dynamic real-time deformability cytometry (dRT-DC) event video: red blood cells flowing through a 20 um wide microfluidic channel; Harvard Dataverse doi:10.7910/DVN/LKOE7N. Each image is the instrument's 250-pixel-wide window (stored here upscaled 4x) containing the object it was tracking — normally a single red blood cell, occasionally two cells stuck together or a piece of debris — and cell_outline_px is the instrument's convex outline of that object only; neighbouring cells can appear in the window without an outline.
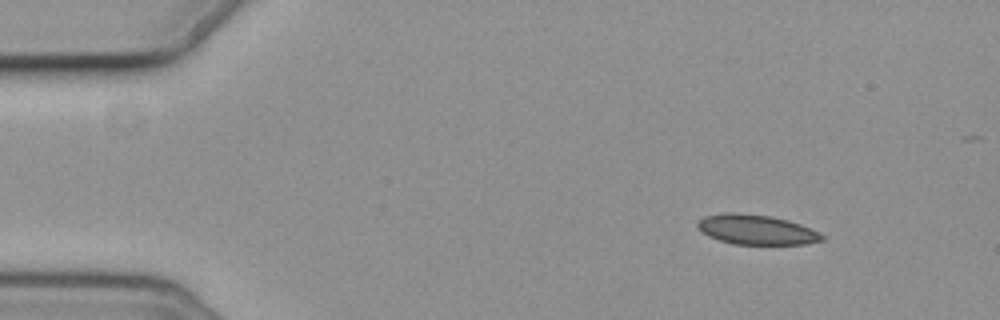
{"species": "common noctule bat (a hibernating species)", "species_latin": "Nyctalus noctula", "temperature_condition": "cold", "stored_images_in_passage": 5, "camera_frame_rate_fps": 3000, "um_per_image_px": 0.085, "animal": {"sex": "female", "body_mass_g": 19.3, "forearm_length_mm": 54.1}, "frame": {"image": 1, "passage_image": 1, "time_ms": 0.0, "image_size_px": [1000, 320], "cell_outline_px": [[824, 240], [804, 244], [732, 244], [708, 236], [696, 224], [704, 216], [724, 212], [732, 212], [772, 216], [788, 220], [800, 224], [824, 236]], "centroid_in_image_um": [64.27, 19.51], "position_along_channel_um": 20.7, "area_um2": 21.39}}
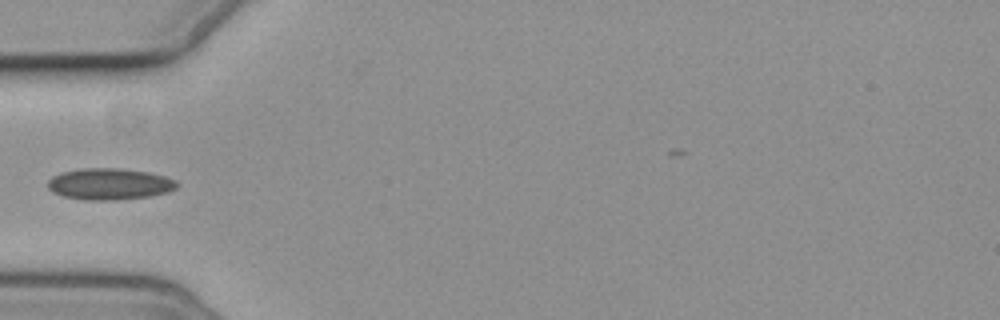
{"frame": {"image": 2, "passage_image": 4, "time_ms": 4.0, "image_size_px": [1000, 320], "cell_outline_px": [[176, 188], [168, 192], [148, 196], [116, 200], [84, 200], [64, 196], [52, 192], [48, 188], [48, 180], [52, 176], [60, 172], [80, 168], [116, 168], [148, 172], [164, 176], [176, 180]], "centroid_in_image_um": [9.26, 15.64], "position_along_channel_um": 75.7, "area_um2": 23.64}}
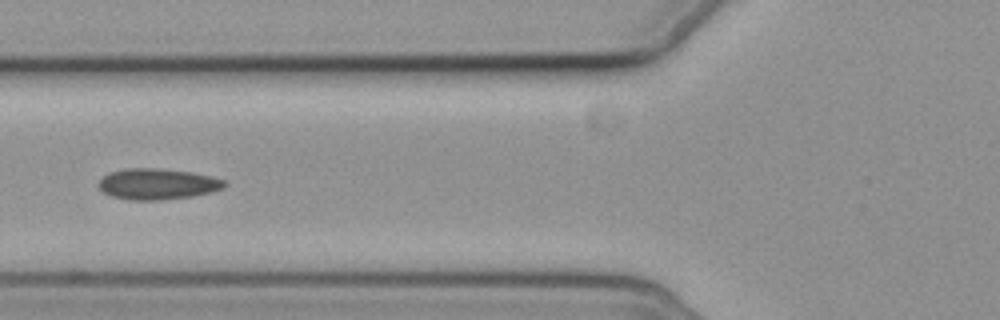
{"frame": {"image": 3, "passage_image": 5, "time_ms": 5.0, "image_size_px": [1000, 320], "cell_outline_px": [[228, 184], [224, 188], [212, 192], [192, 196], [160, 200], [128, 200], [112, 196], [104, 192], [100, 188], [100, 180], [104, 176], [112, 172], [128, 168], [156, 168], [192, 172], [212, 176], [224, 180]], "centroid_in_image_um": [13.44, 15.64], "position_along_channel_um": 112.4, "area_um2": 22.6}}